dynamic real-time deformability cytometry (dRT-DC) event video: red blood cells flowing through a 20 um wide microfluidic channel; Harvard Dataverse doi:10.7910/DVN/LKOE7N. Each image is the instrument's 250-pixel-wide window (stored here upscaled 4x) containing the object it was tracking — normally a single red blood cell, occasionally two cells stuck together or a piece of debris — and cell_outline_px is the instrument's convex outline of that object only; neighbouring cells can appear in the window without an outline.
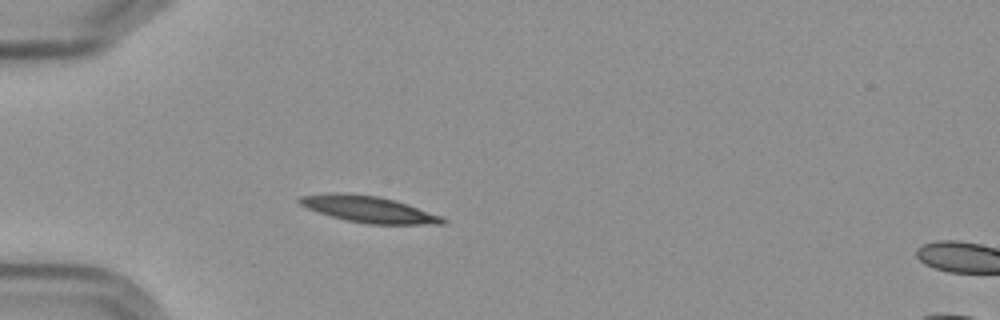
{"species": "Egyptian fruit bat (a non-hibernating species)", "species_latin": "Rousettus aegyptiacus", "temperature_condition": "cold", "stored_images_in_passage": 4, "segment_of_instrument_passage": [1, 2], "camera_frame_rate_fps": 3000, "um_per_image_px": 0.085, "frame": {"image": 1, "passage_image": 3, "time_ms": 2.333, "image_size_px": [1000, 320], "cell_outline_px": [[448, 220], [444, 224], [368, 224], [348, 220], [332, 216], [308, 208], [300, 204], [296, 200], [300, 196], [328, 192], [344, 192], [380, 196], [396, 200], [408, 204], [440, 216]], "centroid_in_image_um": [31.32, 17.76], "position_along_channel_um": 53.7, "area_um2": 22.02}}